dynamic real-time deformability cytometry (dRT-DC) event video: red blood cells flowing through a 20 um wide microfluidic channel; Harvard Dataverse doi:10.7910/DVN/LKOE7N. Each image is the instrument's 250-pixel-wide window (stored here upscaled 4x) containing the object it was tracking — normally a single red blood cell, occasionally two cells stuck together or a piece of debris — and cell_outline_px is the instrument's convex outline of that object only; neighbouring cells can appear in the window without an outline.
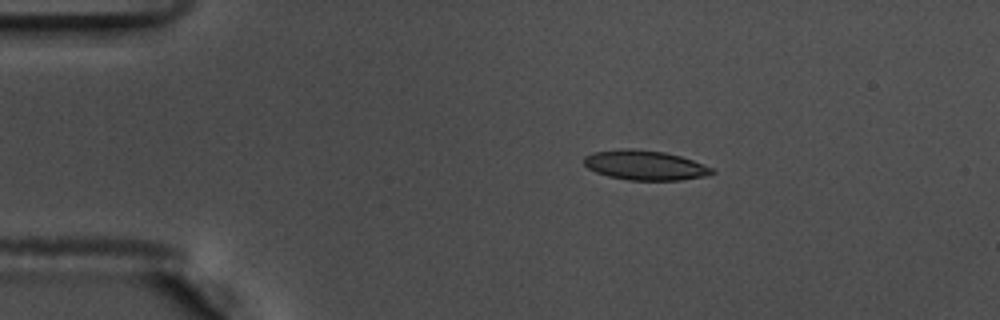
{"species": "common noctule bat (a hibernating species)", "species_latin": "Nyctalus noctula", "temperature_condition": "warm", "stored_images_in_passage": 55, "camera_frame_rate_fps": 3000, "um_per_image_px": 0.085, "animal": {"sex": "male", "body_mass_g": 17.5, "forearm_length_mm": 52.3}, "frame": {"image": 1, "passage_image": 10, "time_ms": 3.0, "image_size_px": [1000, 320], "cell_outline_px": [[716, 172], [704, 176], [680, 180], [628, 180], [608, 176], [596, 172], [588, 168], [584, 164], [584, 156], [596, 152], [620, 148], [628, 148], [664, 152], [680, 156], [716, 168]], "centroid_in_image_um": [54.84, 14.04], "position_along_channel_um": 30.2, "area_um2": 22.14}}
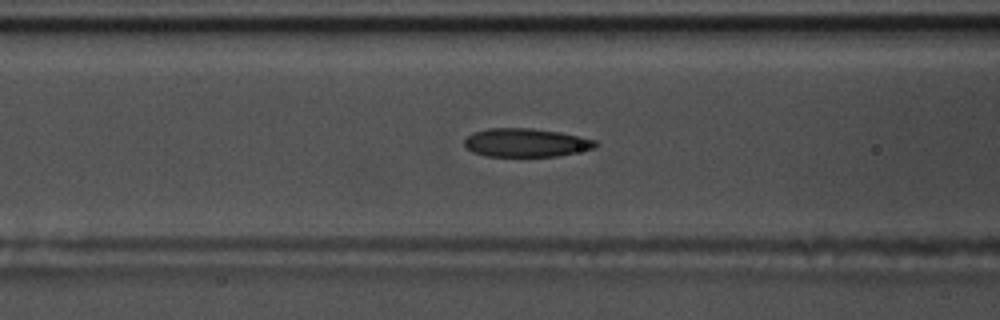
{"frame": {"image": 2, "passage_image": 22, "time_ms": 7.0, "image_size_px": [1000, 320], "cell_outline_px": [[600, 144], [596, 148], [556, 156], [484, 156], [472, 152], [464, 148], [464, 140], [472, 132], [488, 128], [528, 128], [560, 132], [580, 136], [596, 140]], "centroid_in_image_um": [44.69, 12.12], "position_along_channel_um": 121.9, "area_um2": 21.96}, "authors_computed_cell_mechanics": {"area_um2": 22.0796, "velocity_mm_per_s": 3.6685, "shape_relaxation_time_tau1_ms": 5.0941, "shape_relaxation_time_tau2_ms": 2.1833, "deformation_change_tau1": 0.1588, "deformation_change_tau2": 0.0929}}